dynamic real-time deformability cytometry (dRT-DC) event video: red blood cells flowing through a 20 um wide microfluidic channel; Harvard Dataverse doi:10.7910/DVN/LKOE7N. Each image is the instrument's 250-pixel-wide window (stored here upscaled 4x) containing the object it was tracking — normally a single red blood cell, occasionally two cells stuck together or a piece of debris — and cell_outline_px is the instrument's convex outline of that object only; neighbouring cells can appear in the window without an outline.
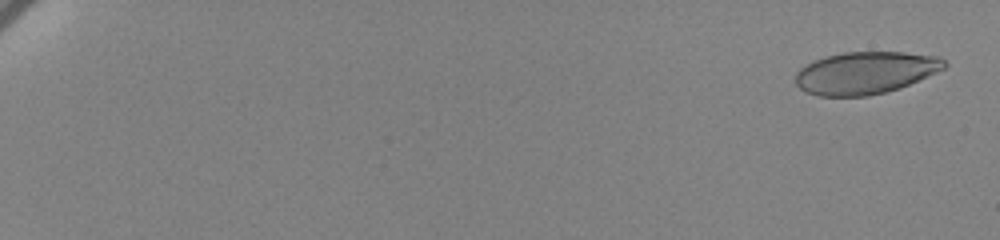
{"species": "human", "species_latin": "Homo sapiens", "temperature_condition": "cold", "stored_images_in_passage": 63, "camera_frame_rate_fps": 3000, "um_per_image_px": 0.085, "donor": {"sex": "female"}, "frame": {"image": 1, "passage_image": 3, "time_ms": 0.667, "image_size_px": [1000, 240], "cell_outline_px": [[948, 64], [944, 68], [936, 72], [900, 88], [868, 96], [820, 96], [808, 92], [800, 88], [796, 84], [796, 72], [800, 68], [816, 60], [828, 56], [844, 52], [904, 52], [940, 56]], "centroid_in_image_um": [73.58, 6.18], "position_along_channel_um": 11.4, "area_um2": 36.41}}
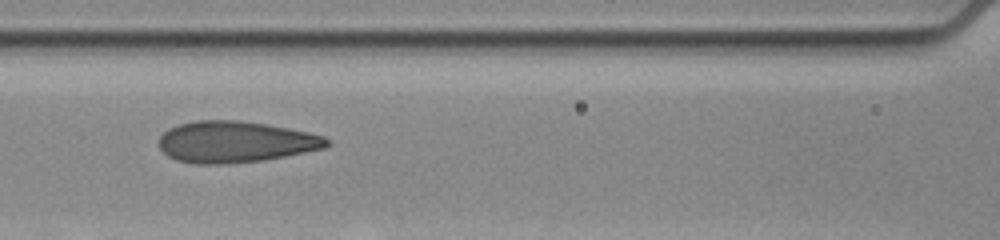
{"frame": {"image": 2, "passage_image": 33, "time_ms": 10.667, "image_size_px": [1000, 240], "cell_outline_px": [[328, 144], [324, 148], [264, 160], [228, 164], [196, 164], [176, 160], [168, 156], [160, 148], [160, 136], [168, 128], [180, 124], [196, 120], [236, 120], [264, 124], [288, 128], [308, 132], [324, 136], [328, 140]], "centroid_in_image_um": [19.97, 12.06], "position_along_channel_um": 146.6, "area_um2": 40.23}}
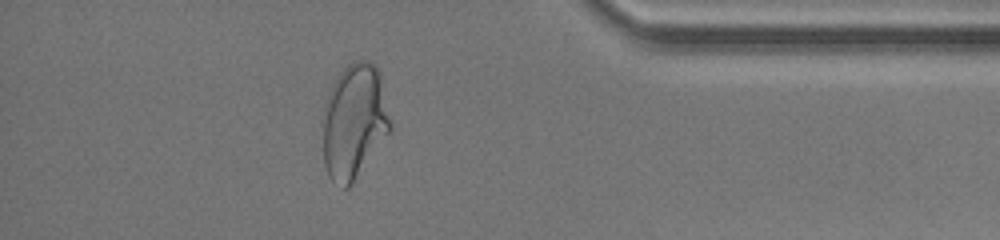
{"frame": {"image": 3, "passage_image": 57, "time_ms": 18.667, "image_size_px": [1000, 240], "cell_outline_px": [[392, 128], [352, 184], [348, 188], [344, 188], [332, 180], [328, 176], [324, 164], [320, 120], [324, 104], [332, 84], [336, 76], [352, 60], [368, 60], [376, 64], [380, 72], [392, 120]], "centroid_in_image_um": [30.08, 10.29], "position_along_channel_um": 405.1, "area_um2": 46.36}, "authors_computed_cell_mechanics": {"area_um2": 39.3618, "velocity_mm_per_s": 3.4491, "shape_relaxation_time_tau1_ms": 4.946, "shape_relaxation_time_tau2_ms": 0.8389, "deformation_change_tau1": 0.1842, "deformation_change_tau2": 0.0811}}